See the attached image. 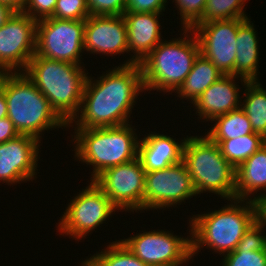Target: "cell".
<instances>
[{
	"label": "cell",
	"instance_id": "obj_1",
	"mask_svg": "<svg viewBox=\"0 0 266 266\" xmlns=\"http://www.w3.org/2000/svg\"><path fill=\"white\" fill-rule=\"evenodd\" d=\"M143 91L145 88L142 70L138 63L116 66L112 71L110 69L106 74L103 73L98 80L89 76L79 113L68 127L73 121L76 125L74 128L116 127L128 124L136 100Z\"/></svg>",
	"mask_w": 266,
	"mask_h": 266
},
{
	"label": "cell",
	"instance_id": "obj_2",
	"mask_svg": "<svg viewBox=\"0 0 266 266\" xmlns=\"http://www.w3.org/2000/svg\"><path fill=\"white\" fill-rule=\"evenodd\" d=\"M81 65L38 56L28 62L24 74L47 98L56 113L69 124L78 115L88 73Z\"/></svg>",
	"mask_w": 266,
	"mask_h": 266
},
{
	"label": "cell",
	"instance_id": "obj_3",
	"mask_svg": "<svg viewBox=\"0 0 266 266\" xmlns=\"http://www.w3.org/2000/svg\"><path fill=\"white\" fill-rule=\"evenodd\" d=\"M231 202L220 210L190 218L192 257L204 246L220 255L234 251L243 235L258 219L256 202L240 199H232Z\"/></svg>",
	"mask_w": 266,
	"mask_h": 266
},
{
	"label": "cell",
	"instance_id": "obj_4",
	"mask_svg": "<svg viewBox=\"0 0 266 266\" xmlns=\"http://www.w3.org/2000/svg\"><path fill=\"white\" fill-rule=\"evenodd\" d=\"M4 89L7 117L20 135H30L41 141L42 132L68 124L51 107L24 72L0 73Z\"/></svg>",
	"mask_w": 266,
	"mask_h": 266
},
{
	"label": "cell",
	"instance_id": "obj_5",
	"mask_svg": "<svg viewBox=\"0 0 266 266\" xmlns=\"http://www.w3.org/2000/svg\"><path fill=\"white\" fill-rule=\"evenodd\" d=\"M183 30L185 34L182 39L179 37L161 41L139 63L146 91L153 89L157 92L162 90L164 93H173L190 73L195 59L200 54V47L192 29L182 28Z\"/></svg>",
	"mask_w": 266,
	"mask_h": 266
},
{
	"label": "cell",
	"instance_id": "obj_6",
	"mask_svg": "<svg viewBox=\"0 0 266 266\" xmlns=\"http://www.w3.org/2000/svg\"><path fill=\"white\" fill-rule=\"evenodd\" d=\"M130 123L116 127L75 128V157L93 166L91 181L104 170L138 157L140 139ZM135 130V131H134Z\"/></svg>",
	"mask_w": 266,
	"mask_h": 266
},
{
	"label": "cell",
	"instance_id": "obj_7",
	"mask_svg": "<svg viewBox=\"0 0 266 266\" xmlns=\"http://www.w3.org/2000/svg\"><path fill=\"white\" fill-rule=\"evenodd\" d=\"M183 158L197 195L211 192L235 199V168L223 157L217 143L207 136H186Z\"/></svg>",
	"mask_w": 266,
	"mask_h": 266
},
{
	"label": "cell",
	"instance_id": "obj_8",
	"mask_svg": "<svg viewBox=\"0 0 266 266\" xmlns=\"http://www.w3.org/2000/svg\"><path fill=\"white\" fill-rule=\"evenodd\" d=\"M84 36L85 20H61L53 17L38 20L36 54L43 58L81 65Z\"/></svg>",
	"mask_w": 266,
	"mask_h": 266
},
{
	"label": "cell",
	"instance_id": "obj_9",
	"mask_svg": "<svg viewBox=\"0 0 266 266\" xmlns=\"http://www.w3.org/2000/svg\"><path fill=\"white\" fill-rule=\"evenodd\" d=\"M85 188L70 201L57 226L61 235L77 241L86 238L118 210L93 181Z\"/></svg>",
	"mask_w": 266,
	"mask_h": 266
},
{
	"label": "cell",
	"instance_id": "obj_10",
	"mask_svg": "<svg viewBox=\"0 0 266 266\" xmlns=\"http://www.w3.org/2000/svg\"><path fill=\"white\" fill-rule=\"evenodd\" d=\"M171 231L153 230L120 241L148 266H182L192 258V241Z\"/></svg>",
	"mask_w": 266,
	"mask_h": 266
},
{
	"label": "cell",
	"instance_id": "obj_11",
	"mask_svg": "<svg viewBox=\"0 0 266 266\" xmlns=\"http://www.w3.org/2000/svg\"><path fill=\"white\" fill-rule=\"evenodd\" d=\"M145 173L137 157L104 170L93 182L118 210L137 212L144 209Z\"/></svg>",
	"mask_w": 266,
	"mask_h": 266
},
{
	"label": "cell",
	"instance_id": "obj_12",
	"mask_svg": "<svg viewBox=\"0 0 266 266\" xmlns=\"http://www.w3.org/2000/svg\"><path fill=\"white\" fill-rule=\"evenodd\" d=\"M37 20L16 11L0 28V73L24 72L36 53Z\"/></svg>",
	"mask_w": 266,
	"mask_h": 266
},
{
	"label": "cell",
	"instance_id": "obj_13",
	"mask_svg": "<svg viewBox=\"0 0 266 266\" xmlns=\"http://www.w3.org/2000/svg\"><path fill=\"white\" fill-rule=\"evenodd\" d=\"M196 195L191 175L183 161L145 173L144 210L177 206Z\"/></svg>",
	"mask_w": 266,
	"mask_h": 266
},
{
	"label": "cell",
	"instance_id": "obj_14",
	"mask_svg": "<svg viewBox=\"0 0 266 266\" xmlns=\"http://www.w3.org/2000/svg\"><path fill=\"white\" fill-rule=\"evenodd\" d=\"M191 29L198 40L200 54L223 75L234 76L238 18L196 24Z\"/></svg>",
	"mask_w": 266,
	"mask_h": 266
},
{
	"label": "cell",
	"instance_id": "obj_15",
	"mask_svg": "<svg viewBox=\"0 0 266 266\" xmlns=\"http://www.w3.org/2000/svg\"><path fill=\"white\" fill-rule=\"evenodd\" d=\"M39 140L30 135L0 143V182L16 184L32 180L38 167Z\"/></svg>",
	"mask_w": 266,
	"mask_h": 266
},
{
	"label": "cell",
	"instance_id": "obj_16",
	"mask_svg": "<svg viewBox=\"0 0 266 266\" xmlns=\"http://www.w3.org/2000/svg\"><path fill=\"white\" fill-rule=\"evenodd\" d=\"M84 51L108 56L128 53L127 25L123 15H90L85 20Z\"/></svg>",
	"mask_w": 266,
	"mask_h": 266
},
{
	"label": "cell",
	"instance_id": "obj_17",
	"mask_svg": "<svg viewBox=\"0 0 266 266\" xmlns=\"http://www.w3.org/2000/svg\"><path fill=\"white\" fill-rule=\"evenodd\" d=\"M161 13L125 12L127 25L128 53H135L122 65L140 63L161 41Z\"/></svg>",
	"mask_w": 266,
	"mask_h": 266
},
{
	"label": "cell",
	"instance_id": "obj_18",
	"mask_svg": "<svg viewBox=\"0 0 266 266\" xmlns=\"http://www.w3.org/2000/svg\"><path fill=\"white\" fill-rule=\"evenodd\" d=\"M235 79L236 76L223 75L193 103L201 120L212 121L241 107L240 88L236 85Z\"/></svg>",
	"mask_w": 266,
	"mask_h": 266
},
{
	"label": "cell",
	"instance_id": "obj_19",
	"mask_svg": "<svg viewBox=\"0 0 266 266\" xmlns=\"http://www.w3.org/2000/svg\"><path fill=\"white\" fill-rule=\"evenodd\" d=\"M186 138L179 143L168 135L153 133L139 141L138 158L145 172L161 170L182 161Z\"/></svg>",
	"mask_w": 266,
	"mask_h": 266
},
{
	"label": "cell",
	"instance_id": "obj_20",
	"mask_svg": "<svg viewBox=\"0 0 266 266\" xmlns=\"http://www.w3.org/2000/svg\"><path fill=\"white\" fill-rule=\"evenodd\" d=\"M249 18H238L234 76L245 86L247 81H258L259 40Z\"/></svg>",
	"mask_w": 266,
	"mask_h": 266
},
{
	"label": "cell",
	"instance_id": "obj_21",
	"mask_svg": "<svg viewBox=\"0 0 266 266\" xmlns=\"http://www.w3.org/2000/svg\"><path fill=\"white\" fill-rule=\"evenodd\" d=\"M258 190H266V143L236 169L235 199L258 202L266 198L264 193L248 198Z\"/></svg>",
	"mask_w": 266,
	"mask_h": 266
},
{
	"label": "cell",
	"instance_id": "obj_22",
	"mask_svg": "<svg viewBox=\"0 0 266 266\" xmlns=\"http://www.w3.org/2000/svg\"><path fill=\"white\" fill-rule=\"evenodd\" d=\"M222 76L223 74L210 60L199 54L190 73L175 93L181 99H190L193 104L210 85Z\"/></svg>",
	"mask_w": 266,
	"mask_h": 266
},
{
	"label": "cell",
	"instance_id": "obj_23",
	"mask_svg": "<svg viewBox=\"0 0 266 266\" xmlns=\"http://www.w3.org/2000/svg\"><path fill=\"white\" fill-rule=\"evenodd\" d=\"M243 93L245 98L241 108L248 116L253 131L266 139V89L258 81H247Z\"/></svg>",
	"mask_w": 266,
	"mask_h": 266
},
{
	"label": "cell",
	"instance_id": "obj_24",
	"mask_svg": "<svg viewBox=\"0 0 266 266\" xmlns=\"http://www.w3.org/2000/svg\"><path fill=\"white\" fill-rule=\"evenodd\" d=\"M215 125L207 131L210 140H228L255 133L241 107L213 119Z\"/></svg>",
	"mask_w": 266,
	"mask_h": 266
},
{
	"label": "cell",
	"instance_id": "obj_25",
	"mask_svg": "<svg viewBox=\"0 0 266 266\" xmlns=\"http://www.w3.org/2000/svg\"><path fill=\"white\" fill-rule=\"evenodd\" d=\"M211 141L218 144L223 157L235 170L266 143V139L258 133H251L234 139Z\"/></svg>",
	"mask_w": 266,
	"mask_h": 266
},
{
	"label": "cell",
	"instance_id": "obj_26",
	"mask_svg": "<svg viewBox=\"0 0 266 266\" xmlns=\"http://www.w3.org/2000/svg\"><path fill=\"white\" fill-rule=\"evenodd\" d=\"M81 266H148L119 240L111 242L106 250L91 256Z\"/></svg>",
	"mask_w": 266,
	"mask_h": 266
},
{
	"label": "cell",
	"instance_id": "obj_27",
	"mask_svg": "<svg viewBox=\"0 0 266 266\" xmlns=\"http://www.w3.org/2000/svg\"><path fill=\"white\" fill-rule=\"evenodd\" d=\"M246 0H207L202 19L197 24L214 20L248 18L244 13Z\"/></svg>",
	"mask_w": 266,
	"mask_h": 266
},
{
	"label": "cell",
	"instance_id": "obj_28",
	"mask_svg": "<svg viewBox=\"0 0 266 266\" xmlns=\"http://www.w3.org/2000/svg\"><path fill=\"white\" fill-rule=\"evenodd\" d=\"M223 256L222 266H266V251L236 248Z\"/></svg>",
	"mask_w": 266,
	"mask_h": 266
},
{
	"label": "cell",
	"instance_id": "obj_29",
	"mask_svg": "<svg viewBox=\"0 0 266 266\" xmlns=\"http://www.w3.org/2000/svg\"><path fill=\"white\" fill-rule=\"evenodd\" d=\"M89 16L87 0H57L51 17L61 20H86Z\"/></svg>",
	"mask_w": 266,
	"mask_h": 266
},
{
	"label": "cell",
	"instance_id": "obj_30",
	"mask_svg": "<svg viewBox=\"0 0 266 266\" xmlns=\"http://www.w3.org/2000/svg\"><path fill=\"white\" fill-rule=\"evenodd\" d=\"M180 12L182 28H192L203 17L207 0H173Z\"/></svg>",
	"mask_w": 266,
	"mask_h": 266
},
{
	"label": "cell",
	"instance_id": "obj_31",
	"mask_svg": "<svg viewBox=\"0 0 266 266\" xmlns=\"http://www.w3.org/2000/svg\"><path fill=\"white\" fill-rule=\"evenodd\" d=\"M265 228L257 219L243 235L237 248H248L250 251H266V235L261 233L264 232Z\"/></svg>",
	"mask_w": 266,
	"mask_h": 266
},
{
	"label": "cell",
	"instance_id": "obj_32",
	"mask_svg": "<svg viewBox=\"0 0 266 266\" xmlns=\"http://www.w3.org/2000/svg\"><path fill=\"white\" fill-rule=\"evenodd\" d=\"M90 15H123L126 12V0H87Z\"/></svg>",
	"mask_w": 266,
	"mask_h": 266
},
{
	"label": "cell",
	"instance_id": "obj_33",
	"mask_svg": "<svg viewBox=\"0 0 266 266\" xmlns=\"http://www.w3.org/2000/svg\"><path fill=\"white\" fill-rule=\"evenodd\" d=\"M57 0H27L22 12L35 20L51 17Z\"/></svg>",
	"mask_w": 266,
	"mask_h": 266
},
{
	"label": "cell",
	"instance_id": "obj_34",
	"mask_svg": "<svg viewBox=\"0 0 266 266\" xmlns=\"http://www.w3.org/2000/svg\"><path fill=\"white\" fill-rule=\"evenodd\" d=\"M167 0H126V12L162 13Z\"/></svg>",
	"mask_w": 266,
	"mask_h": 266
},
{
	"label": "cell",
	"instance_id": "obj_35",
	"mask_svg": "<svg viewBox=\"0 0 266 266\" xmlns=\"http://www.w3.org/2000/svg\"><path fill=\"white\" fill-rule=\"evenodd\" d=\"M19 133L14 128L13 123L8 117L0 119V143L14 139Z\"/></svg>",
	"mask_w": 266,
	"mask_h": 266
},
{
	"label": "cell",
	"instance_id": "obj_36",
	"mask_svg": "<svg viewBox=\"0 0 266 266\" xmlns=\"http://www.w3.org/2000/svg\"><path fill=\"white\" fill-rule=\"evenodd\" d=\"M15 12L12 7L0 2V28L7 23Z\"/></svg>",
	"mask_w": 266,
	"mask_h": 266
},
{
	"label": "cell",
	"instance_id": "obj_37",
	"mask_svg": "<svg viewBox=\"0 0 266 266\" xmlns=\"http://www.w3.org/2000/svg\"><path fill=\"white\" fill-rule=\"evenodd\" d=\"M257 203L258 220L266 227V200H259Z\"/></svg>",
	"mask_w": 266,
	"mask_h": 266
},
{
	"label": "cell",
	"instance_id": "obj_38",
	"mask_svg": "<svg viewBox=\"0 0 266 266\" xmlns=\"http://www.w3.org/2000/svg\"><path fill=\"white\" fill-rule=\"evenodd\" d=\"M0 2L9 5L15 11H22L27 0H0Z\"/></svg>",
	"mask_w": 266,
	"mask_h": 266
},
{
	"label": "cell",
	"instance_id": "obj_39",
	"mask_svg": "<svg viewBox=\"0 0 266 266\" xmlns=\"http://www.w3.org/2000/svg\"><path fill=\"white\" fill-rule=\"evenodd\" d=\"M7 117V103L4 95V89L0 85V119Z\"/></svg>",
	"mask_w": 266,
	"mask_h": 266
}]
</instances>
